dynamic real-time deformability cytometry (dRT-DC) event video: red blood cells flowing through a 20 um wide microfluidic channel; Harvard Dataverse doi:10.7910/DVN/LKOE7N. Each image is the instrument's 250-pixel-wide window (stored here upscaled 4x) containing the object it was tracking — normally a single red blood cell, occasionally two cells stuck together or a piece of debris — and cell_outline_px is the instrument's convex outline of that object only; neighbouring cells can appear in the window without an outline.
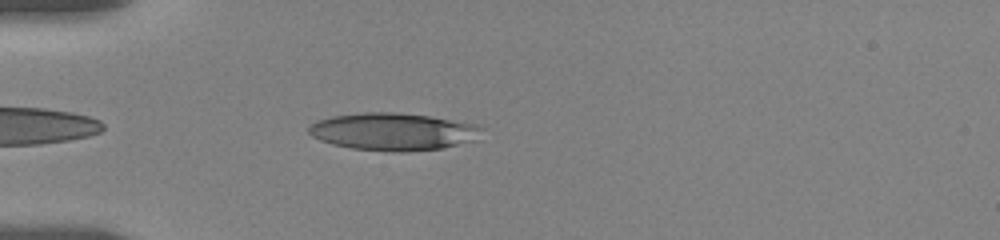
{"species": "human", "species_latin": "Homo sapiens", "temperature_condition": "room temperature", "stored_images_in_passage": 9, "camera_frame_rate_fps": 3000, "um_per_image_px": 0.085, "donor": {"sex": "female"}, "frame": {"image": 1, "passage_image": 3, "time_ms": 0.667, "image_size_px": [1000, 240], "cell_outline_px": [[484, 128], [472, 140], [440, 148], [408, 152], [396, 152], [352, 148], [332, 144], [320, 140], [312, 136], [308, 132], [308, 124], [316, 120], [332, 116], [364, 112], [392, 112], [428, 116], [480, 124]], "centroid_in_image_um": [33.36, 11.18], "position_along_channel_um": 51.6, "area_um2": 37.63}}
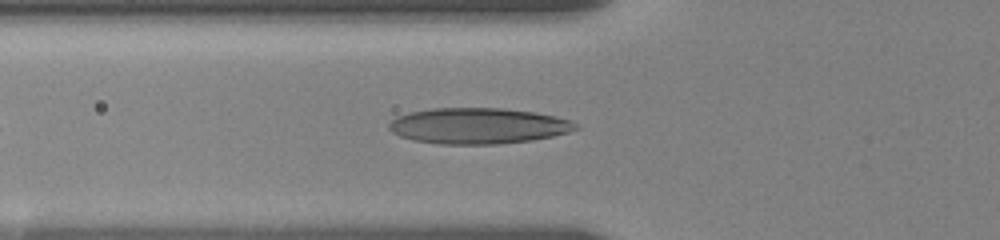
{"frame": {"image": 2, "passage_image": 6, "time_ms": 2.0, "image_size_px": [1000, 240], "cell_outline_px": [[580, 128], [568, 132], [552, 136], [532, 140], [496, 144], [440, 144], [412, 140], [400, 136], [392, 132], [388, 128], [388, 124], [396, 116], [408, 112], [432, 108], [504, 108], [532, 112], [556, 116], [568, 120], [576, 124]], "centroid_in_image_um": [40.6, 10.69], "position_along_channel_um": 85.2, "area_um2": 39.07}}
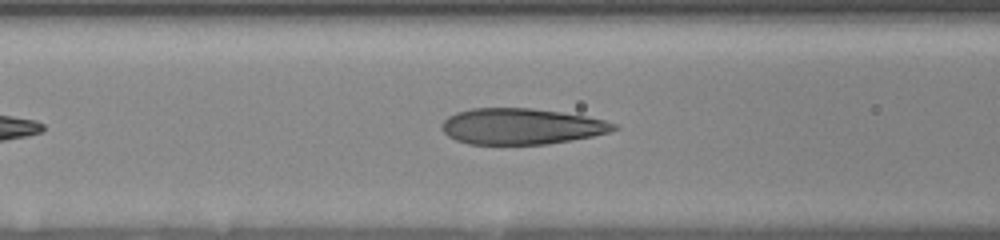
{"frame": {"image": 3, "passage_image": 8, "time_ms": 3.0, "image_size_px": [1000, 240], "cell_outline_px": [[620, 128], [608, 132], [592, 136], [548, 144], [468, 144], [456, 140], [448, 136], [440, 128], [440, 124], [448, 116], [456, 112], [472, 108], [532, 108], [560, 112], [584, 116], [604, 120], [616, 124]], "centroid_in_image_um": [44.27, 10.74], "position_along_channel_um": 122.3, "area_um2": 36.07}}